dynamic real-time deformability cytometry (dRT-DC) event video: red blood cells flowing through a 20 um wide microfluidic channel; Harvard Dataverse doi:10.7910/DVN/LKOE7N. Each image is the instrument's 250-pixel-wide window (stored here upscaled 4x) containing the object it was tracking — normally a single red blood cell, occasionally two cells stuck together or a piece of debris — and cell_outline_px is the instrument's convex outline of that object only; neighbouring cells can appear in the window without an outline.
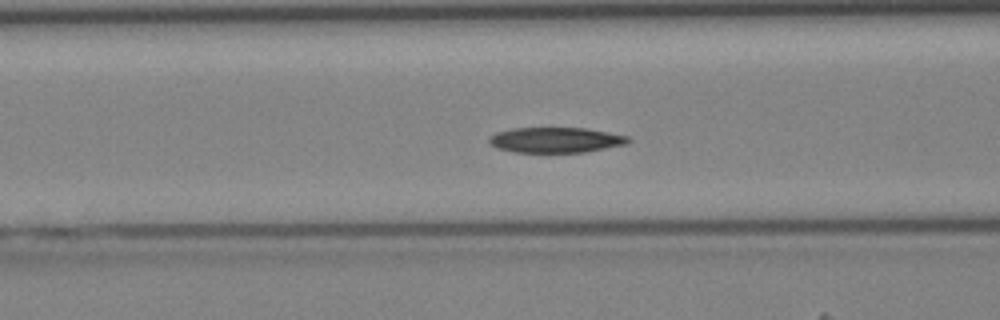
{"species": "Egyptian fruit bat (a non-hibernating species)", "species_latin": "Rousettus aegyptiacus", "temperature_condition": "cold", "stored_images_in_passage": 41, "camera_frame_rate_fps": 3000, "um_per_image_px": 0.085, "animal": {"sex": "female"}, "frame": {"image": 1, "passage_image": 16, "time_ms": 5.0, "image_size_px": [1000, 320], "cell_outline_px": [[632, 140], [628, 144], [584, 152], [516, 152], [500, 148], [492, 144], [488, 140], [496, 132], [512, 128], [584, 128], [608, 132], [628, 136]], "centroid_in_image_um": [47.3, 11.89], "position_along_channel_um": 119.3, "area_um2": 20.35}}
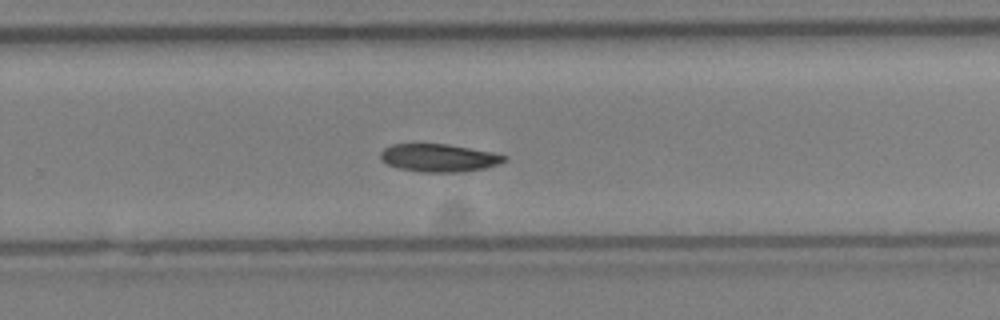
{"frame": {"image": 2, "passage_image": 27, "time_ms": 8.667, "image_size_px": [1000, 320], "cell_outline_px": [[508, 160], [500, 164], [484, 168], [460, 172], [420, 172], [400, 168], [388, 164], [380, 156], [380, 152], [384, 148], [392, 144], [448, 144], [492, 152], [508, 156]], "centroid_in_image_um": [37.35, 13.41], "position_along_channel_um": 292.4, "area_um2": 20.06}}
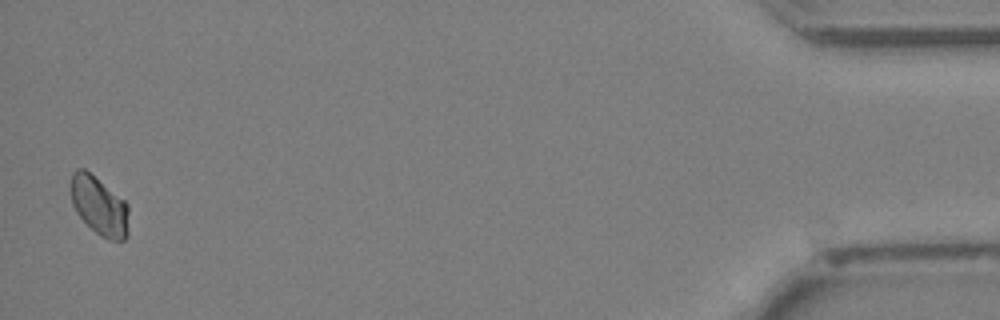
{"frame": {"image": 3, "passage_image": 41, "time_ms": 13.333, "image_size_px": [1000, 320], "cell_outline_px": [[128, 236], [124, 240], [108, 240], [100, 236], [76, 212], [72, 204], [72, 172], [76, 168], [84, 168], [124, 200], [128, 204]], "centroid_in_image_um": [8.46, 17.51], "position_along_channel_um": 426.7, "area_um2": 19.59}}